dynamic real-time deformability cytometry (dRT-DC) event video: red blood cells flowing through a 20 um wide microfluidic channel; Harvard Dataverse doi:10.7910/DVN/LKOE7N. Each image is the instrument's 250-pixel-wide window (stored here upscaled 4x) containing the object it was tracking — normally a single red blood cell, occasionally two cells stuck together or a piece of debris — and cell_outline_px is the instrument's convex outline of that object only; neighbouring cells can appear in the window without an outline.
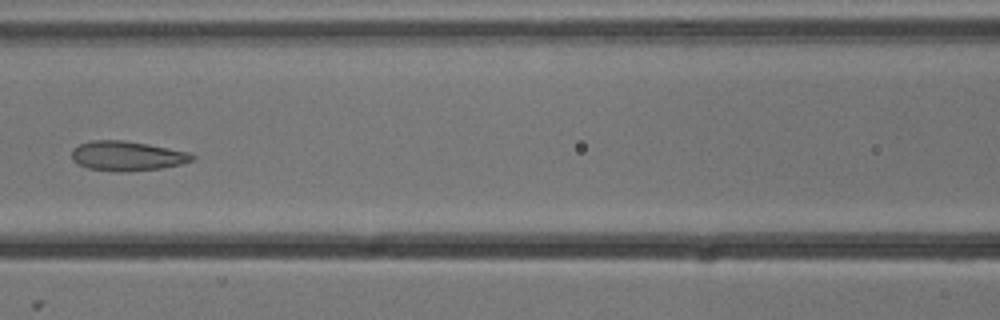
{"species": "common noctule bat (a hibernating species)", "species_latin": "Nyctalus noctula", "temperature_condition": "cold", "stored_images_in_passage": 6, "camera_frame_rate_fps": 3000, "um_per_image_px": 0.085, "animal": {"sex": "male", "body_mass_g": 13.3}, "frame": {"image": 1, "passage_image": 6, "time_ms": 1.667, "image_size_px": [1000, 320], "cell_outline_px": [[196, 160], [180, 164], [160, 168], [124, 172], [116, 172], [88, 168], [72, 160], [72, 148], [80, 144], [92, 140], [124, 140], [148, 144], [188, 152], [196, 156]], "centroid_in_image_um": [10.81, 13.25], "position_along_channel_um": 155.8, "area_um2": 20.81}}